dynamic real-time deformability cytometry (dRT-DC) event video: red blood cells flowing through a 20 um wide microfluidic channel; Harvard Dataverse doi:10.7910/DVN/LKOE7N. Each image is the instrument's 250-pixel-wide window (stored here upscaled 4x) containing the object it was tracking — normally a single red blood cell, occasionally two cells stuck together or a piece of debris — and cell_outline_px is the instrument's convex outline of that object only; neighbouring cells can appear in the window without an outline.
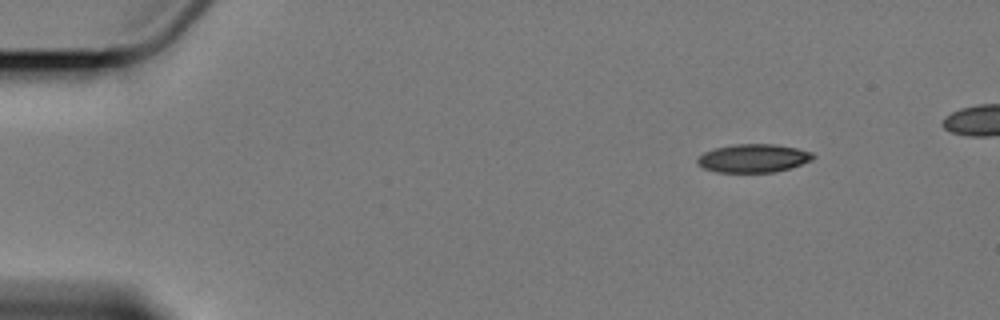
{"species": "Egyptian fruit bat (a non-hibernating species)", "species_latin": "Rousettus aegyptiacus", "temperature_condition": "cold", "stored_images_in_passage": 5, "camera_frame_rate_fps": 3000, "um_per_image_px": 0.085, "animal": {"sex": "female"}, "frame": {"image": 1, "passage_image": 1, "time_ms": 0.0, "image_size_px": [1000, 320], "cell_outline_px": [[816, 156], [812, 160], [776, 172], [716, 172], [704, 168], [696, 160], [704, 152], [716, 148], [732, 144], [776, 144], [796, 148], [812, 152]], "centroid_in_image_um": [64.05, 13.44], "position_along_channel_um": 20.9, "area_um2": 18.96}}